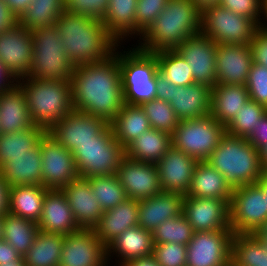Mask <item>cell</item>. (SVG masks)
<instances>
[{
    "mask_svg": "<svg viewBox=\"0 0 267 266\" xmlns=\"http://www.w3.org/2000/svg\"><path fill=\"white\" fill-rule=\"evenodd\" d=\"M122 266H159L153 255L132 259Z\"/></svg>",
    "mask_w": 267,
    "mask_h": 266,
    "instance_id": "91938a15",
    "label": "cell"
},
{
    "mask_svg": "<svg viewBox=\"0 0 267 266\" xmlns=\"http://www.w3.org/2000/svg\"><path fill=\"white\" fill-rule=\"evenodd\" d=\"M3 239V221H2V215H0V240Z\"/></svg>",
    "mask_w": 267,
    "mask_h": 266,
    "instance_id": "89a4df30",
    "label": "cell"
},
{
    "mask_svg": "<svg viewBox=\"0 0 267 266\" xmlns=\"http://www.w3.org/2000/svg\"><path fill=\"white\" fill-rule=\"evenodd\" d=\"M66 55L78 65L104 61L112 56L119 43L109 34L102 20L63 12L56 21Z\"/></svg>",
    "mask_w": 267,
    "mask_h": 266,
    "instance_id": "7a4b0ae2",
    "label": "cell"
},
{
    "mask_svg": "<svg viewBox=\"0 0 267 266\" xmlns=\"http://www.w3.org/2000/svg\"><path fill=\"white\" fill-rule=\"evenodd\" d=\"M266 112L267 108L265 106L249 100L225 127L226 133L231 136L247 138Z\"/></svg>",
    "mask_w": 267,
    "mask_h": 266,
    "instance_id": "f6af8a7d",
    "label": "cell"
},
{
    "mask_svg": "<svg viewBox=\"0 0 267 266\" xmlns=\"http://www.w3.org/2000/svg\"><path fill=\"white\" fill-rule=\"evenodd\" d=\"M267 220V197L258 183L232 191L229 224L234 234L254 233Z\"/></svg>",
    "mask_w": 267,
    "mask_h": 266,
    "instance_id": "8fae6325",
    "label": "cell"
},
{
    "mask_svg": "<svg viewBox=\"0 0 267 266\" xmlns=\"http://www.w3.org/2000/svg\"><path fill=\"white\" fill-rule=\"evenodd\" d=\"M153 246L151 231L140 226L128 228L106 247L107 262L111 266L110 260L116 257L115 264L122 266L132 259L152 255ZM115 264L113 266H117Z\"/></svg>",
    "mask_w": 267,
    "mask_h": 266,
    "instance_id": "cb8c5ba5",
    "label": "cell"
},
{
    "mask_svg": "<svg viewBox=\"0 0 267 266\" xmlns=\"http://www.w3.org/2000/svg\"><path fill=\"white\" fill-rule=\"evenodd\" d=\"M24 91L34 125L48 131L71 110V81L23 77L15 81Z\"/></svg>",
    "mask_w": 267,
    "mask_h": 266,
    "instance_id": "5b68a950",
    "label": "cell"
},
{
    "mask_svg": "<svg viewBox=\"0 0 267 266\" xmlns=\"http://www.w3.org/2000/svg\"><path fill=\"white\" fill-rule=\"evenodd\" d=\"M182 214L195 232L231 229L229 203L223 199L184 196Z\"/></svg>",
    "mask_w": 267,
    "mask_h": 266,
    "instance_id": "ac0fdd59",
    "label": "cell"
},
{
    "mask_svg": "<svg viewBox=\"0 0 267 266\" xmlns=\"http://www.w3.org/2000/svg\"><path fill=\"white\" fill-rule=\"evenodd\" d=\"M184 196L179 193L160 192L138 201V226L153 231L164 221L182 214Z\"/></svg>",
    "mask_w": 267,
    "mask_h": 266,
    "instance_id": "d4e9b609",
    "label": "cell"
},
{
    "mask_svg": "<svg viewBox=\"0 0 267 266\" xmlns=\"http://www.w3.org/2000/svg\"><path fill=\"white\" fill-rule=\"evenodd\" d=\"M91 185L103 211L116 207L128 198L116 174L109 176H91L86 178Z\"/></svg>",
    "mask_w": 267,
    "mask_h": 266,
    "instance_id": "b9f144b4",
    "label": "cell"
},
{
    "mask_svg": "<svg viewBox=\"0 0 267 266\" xmlns=\"http://www.w3.org/2000/svg\"><path fill=\"white\" fill-rule=\"evenodd\" d=\"M136 6L137 0H109L102 23L109 34L121 45L125 40L129 41L133 37L140 38L143 34L135 24Z\"/></svg>",
    "mask_w": 267,
    "mask_h": 266,
    "instance_id": "f546056e",
    "label": "cell"
},
{
    "mask_svg": "<svg viewBox=\"0 0 267 266\" xmlns=\"http://www.w3.org/2000/svg\"><path fill=\"white\" fill-rule=\"evenodd\" d=\"M108 124L103 118L73 109L54 124L47 133L73 152L80 144L94 140V137Z\"/></svg>",
    "mask_w": 267,
    "mask_h": 266,
    "instance_id": "9a60e30c",
    "label": "cell"
},
{
    "mask_svg": "<svg viewBox=\"0 0 267 266\" xmlns=\"http://www.w3.org/2000/svg\"><path fill=\"white\" fill-rule=\"evenodd\" d=\"M39 230L47 233L68 235L81 230L61 189H48L44 196Z\"/></svg>",
    "mask_w": 267,
    "mask_h": 266,
    "instance_id": "7402d4cb",
    "label": "cell"
},
{
    "mask_svg": "<svg viewBox=\"0 0 267 266\" xmlns=\"http://www.w3.org/2000/svg\"><path fill=\"white\" fill-rule=\"evenodd\" d=\"M116 176L130 199L139 201L162 192L157 167L153 163L125 156Z\"/></svg>",
    "mask_w": 267,
    "mask_h": 266,
    "instance_id": "d6986e66",
    "label": "cell"
},
{
    "mask_svg": "<svg viewBox=\"0 0 267 266\" xmlns=\"http://www.w3.org/2000/svg\"><path fill=\"white\" fill-rule=\"evenodd\" d=\"M232 229L196 231L187 245L186 266L231 264Z\"/></svg>",
    "mask_w": 267,
    "mask_h": 266,
    "instance_id": "7c38bea8",
    "label": "cell"
},
{
    "mask_svg": "<svg viewBox=\"0 0 267 266\" xmlns=\"http://www.w3.org/2000/svg\"><path fill=\"white\" fill-rule=\"evenodd\" d=\"M2 221L3 239L23 257L33 245L39 232L37 222L15 216L9 212L2 215Z\"/></svg>",
    "mask_w": 267,
    "mask_h": 266,
    "instance_id": "74e56055",
    "label": "cell"
},
{
    "mask_svg": "<svg viewBox=\"0 0 267 266\" xmlns=\"http://www.w3.org/2000/svg\"><path fill=\"white\" fill-rule=\"evenodd\" d=\"M109 0H64V10L69 14L102 20L107 13Z\"/></svg>",
    "mask_w": 267,
    "mask_h": 266,
    "instance_id": "c3c4849f",
    "label": "cell"
},
{
    "mask_svg": "<svg viewBox=\"0 0 267 266\" xmlns=\"http://www.w3.org/2000/svg\"><path fill=\"white\" fill-rule=\"evenodd\" d=\"M257 183L261 186L265 196L267 197V170L262 171V174L258 179Z\"/></svg>",
    "mask_w": 267,
    "mask_h": 266,
    "instance_id": "e7e4bbea",
    "label": "cell"
},
{
    "mask_svg": "<svg viewBox=\"0 0 267 266\" xmlns=\"http://www.w3.org/2000/svg\"><path fill=\"white\" fill-rule=\"evenodd\" d=\"M232 191L222 174L206 161H199L186 196L218 198L230 203Z\"/></svg>",
    "mask_w": 267,
    "mask_h": 266,
    "instance_id": "1f68e13d",
    "label": "cell"
},
{
    "mask_svg": "<svg viewBox=\"0 0 267 266\" xmlns=\"http://www.w3.org/2000/svg\"><path fill=\"white\" fill-rule=\"evenodd\" d=\"M64 11V0H32L20 15L19 24L29 31L49 27Z\"/></svg>",
    "mask_w": 267,
    "mask_h": 266,
    "instance_id": "f35d334b",
    "label": "cell"
},
{
    "mask_svg": "<svg viewBox=\"0 0 267 266\" xmlns=\"http://www.w3.org/2000/svg\"><path fill=\"white\" fill-rule=\"evenodd\" d=\"M231 264L233 266H267L265 249L253 233L233 234Z\"/></svg>",
    "mask_w": 267,
    "mask_h": 266,
    "instance_id": "ab89813d",
    "label": "cell"
},
{
    "mask_svg": "<svg viewBox=\"0 0 267 266\" xmlns=\"http://www.w3.org/2000/svg\"><path fill=\"white\" fill-rule=\"evenodd\" d=\"M8 186L0 173V215L8 212Z\"/></svg>",
    "mask_w": 267,
    "mask_h": 266,
    "instance_id": "6f0895ef",
    "label": "cell"
},
{
    "mask_svg": "<svg viewBox=\"0 0 267 266\" xmlns=\"http://www.w3.org/2000/svg\"><path fill=\"white\" fill-rule=\"evenodd\" d=\"M33 60L29 78L71 81L74 65L66 55L61 36L55 25L31 31Z\"/></svg>",
    "mask_w": 267,
    "mask_h": 266,
    "instance_id": "52a82bcc",
    "label": "cell"
},
{
    "mask_svg": "<svg viewBox=\"0 0 267 266\" xmlns=\"http://www.w3.org/2000/svg\"><path fill=\"white\" fill-rule=\"evenodd\" d=\"M72 154L79 177L109 176L116 174L125 149L114 138L109 123L94 140L80 144Z\"/></svg>",
    "mask_w": 267,
    "mask_h": 266,
    "instance_id": "ba28073f",
    "label": "cell"
},
{
    "mask_svg": "<svg viewBox=\"0 0 267 266\" xmlns=\"http://www.w3.org/2000/svg\"><path fill=\"white\" fill-rule=\"evenodd\" d=\"M0 173L8 187L17 185L43 186L40 141L26 155L12 157V160L0 169Z\"/></svg>",
    "mask_w": 267,
    "mask_h": 266,
    "instance_id": "f1b7e54d",
    "label": "cell"
},
{
    "mask_svg": "<svg viewBox=\"0 0 267 266\" xmlns=\"http://www.w3.org/2000/svg\"><path fill=\"white\" fill-rule=\"evenodd\" d=\"M171 146L172 140L169 133L150 128L125 148V156L156 164Z\"/></svg>",
    "mask_w": 267,
    "mask_h": 266,
    "instance_id": "836d02e7",
    "label": "cell"
},
{
    "mask_svg": "<svg viewBox=\"0 0 267 266\" xmlns=\"http://www.w3.org/2000/svg\"><path fill=\"white\" fill-rule=\"evenodd\" d=\"M263 170H267V144L259 150Z\"/></svg>",
    "mask_w": 267,
    "mask_h": 266,
    "instance_id": "03108f58",
    "label": "cell"
},
{
    "mask_svg": "<svg viewBox=\"0 0 267 266\" xmlns=\"http://www.w3.org/2000/svg\"><path fill=\"white\" fill-rule=\"evenodd\" d=\"M198 162L183 151L171 146L155 164L162 191L186 196Z\"/></svg>",
    "mask_w": 267,
    "mask_h": 266,
    "instance_id": "ffe728a7",
    "label": "cell"
},
{
    "mask_svg": "<svg viewBox=\"0 0 267 266\" xmlns=\"http://www.w3.org/2000/svg\"><path fill=\"white\" fill-rule=\"evenodd\" d=\"M253 63L267 68V29L260 27L250 42Z\"/></svg>",
    "mask_w": 267,
    "mask_h": 266,
    "instance_id": "816d5d0a",
    "label": "cell"
},
{
    "mask_svg": "<svg viewBox=\"0 0 267 266\" xmlns=\"http://www.w3.org/2000/svg\"><path fill=\"white\" fill-rule=\"evenodd\" d=\"M157 57L158 71L176 86L194 84L192 71L188 63L175 49H166L154 52Z\"/></svg>",
    "mask_w": 267,
    "mask_h": 266,
    "instance_id": "60d3db41",
    "label": "cell"
},
{
    "mask_svg": "<svg viewBox=\"0 0 267 266\" xmlns=\"http://www.w3.org/2000/svg\"><path fill=\"white\" fill-rule=\"evenodd\" d=\"M133 45L128 51L118 50V62L124 103L140 105L156 99L158 62L154 52Z\"/></svg>",
    "mask_w": 267,
    "mask_h": 266,
    "instance_id": "8992f818",
    "label": "cell"
},
{
    "mask_svg": "<svg viewBox=\"0 0 267 266\" xmlns=\"http://www.w3.org/2000/svg\"><path fill=\"white\" fill-rule=\"evenodd\" d=\"M34 126L23 89L14 82L0 91V134L14 133Z\"/></svg>",
    "mask_w": 267,
    "mask_h": 266,
    "instance_id": "484cf974",
    "label": "cell"
},
{
    "mask_svg": "<svg viewBox=\"0 0 267 266\" xmlns=\"http://www.w3.org/2000/svg\"><path fill=\"white\" fill-rule=\"evenodd\" d=\"M114 138L125 149L138 136L149 130L150 124L140 105L123 104L122 109L110 122Z\"/></svg>",
    "mask_w": 267,
    "mask_h": 266,
    "instance_id": "e575fe53",
    "label": "cell"
},
{
    "mask_svg": "<svg viewBox=\"0 0 267 266\" xmlns=\"http://www.w3.org/2000/svg\"><path fill=\"white\" fill-rule=\"evenodd\" d=\"M134 226H138V201L127 198L116 207L103 211L93 230L107 247L117 236Z\"/></svg>",
    "mask_w": 267,
    "mask_h": 266,
    "instance_id": "83f0119b",
    "label": "cell"
},
{
    "mask_svg": "<svg viewBox=\"0 0 267 266\" xmlns=\"http://www.w3.org/2000/svg\"><path fill=\"white\" fill-rule=\"evenodd\" d=\"M59 266H109L107 248L93 229L65 236Z\"/></svg>",
    "mask_w": 267,
    "mask_h": 266,
    "instance_id": "2e32d148",
    "label": "cell"
},
{
    "mask_svg": "<svg viewBox=\"0 0 267 266\" xmlns=\"http://www.w3.org/2000/svg\"><path fill=\"white\" fill-rule=\"evenodd\" d=\"M149 120L151 128L164 131L172 135L179 124V119L169 102L152 99L140 104Z\"/></svg>",
    "mask_w": 267,
    "mask_h": 266,
    "instance_id": "ee69618b",
    "label": "cell"
},
{
    "mask_svg": "<svg viewBox=\"0 0 267 266\" xmlns=\"http://www.w3.org/2000/svg\"><path fill=\"white\" fill-rule=\"evenodd\" d=\"M169 0H137L136 27L144 33L157 16L165 9Z\"/></svg>",
    "mask_w": 267,
    "mask_h": 266,
    "instance_id": "681fc988",
    "label": "cell"
},
{
    "mask_svg": "<svg viewBox=\"0 0 267 266\" xmlns=\"http://www.w3.org/2000/svg\"><path fill=\"white\" fill-rule=\"evenodd\" d=\"M10 9L18 16L26 10L32 0H4Z\"/></svg>",
    "mask_w": 267,
    "mask_h": 266,
    "instance_id": "680465c9",
    "label": "cell"
},
{
    "mask_svg": "<svg viewBox=\"0 0 267 266\" xmlns=\"http://www.w3.org/2000/svg\"><path fill=\"white\" fill-rule=\"evenodd\" d=\"M43 187L62 189L79 177L72 152L47 132L40 139Z\"/></svg>",
    "mask_w": 267,
    "mask_h": 266,
    "instance_id": "4fadbf2b",
    "label": "cell"
},
{
    "mask_svg": "<svg viewBox=\"0 0 267 266\" xmlns=\"http://www.w3.org/2000/svg\"><path fill=\"white\" fill-rule=\"evenodd\" d=\"M70 205L74 219L81 229H93L100 221L103 210L92 193L86 178L78 177L61 189Z\"/></svg>",
    "mask_w": 267,
    "mask_h": 266,
    "instance_id": "603a6c76",
    "label": "cell"
},
{
    "mask_svg": "<svg viewBox=\"0 0 267 266\" xmlns=\"http://www.w3.org/2000/svg\"><path fill=\"white\" fill-rule=\"evenodd\" d=\"M262 0H220L219 6L252 19L259 27L262 23Z\"/></svg>",
    "mask_w": 267,
    "mask_h": 266,
    "instance_id": "f907efd6",
    "label": "cell"
},
{
    "mask_svg": "<svg viewBox=\"0 0 267 266\" xmlns=\"http://www.w3.org/2000/svg\"><path fill=\"white\" fill-rule=\"evenodd\" d=\"M245 86L249 99L267 108V68L253 63Z\"/></svg>",
    "mask_w": 267,
    "mask_h": 266,
    "instance_id": "7dc6e473",
    "label": "cell"
},
{
    "mask_svg": "<svg viewBox=\"0 0 267 266\" xmlns=\"http://www.w3.org/2000/svg\"><path fill=\"white\" fill-rule=\"evenodd\" d=\"M202 11L209 7L219 5L220 0H191Z\"/></svg>",
    "mask_w": 267,
    "mask_h": 266,
    "instance_id": "6125c7cd",
    "label": "cell"
},
{
    "mask_svg": "<svg viewBox=\"0 0 267 266\" xmlns=\"http://www.w3.org/2000/svg\"><path fill=\"white\" fill-rule=\"evenodd\" d=\"M108 59L74 67L71 79L74 110L110 123L122 109L123 91L118 49Z\"/></svg>",
    "mask_w": 267,
    "mask_h": 266,
    "instance_id": "6da1fadb",
    "label": "cell"
},
{
    "mask_svg": "<svg viewBox=\"0 0 267 266\" xmlns=\"http://www.w3.org/2000/svg\"><path fill=\"white\" fill-rule=\"evenodd\" d=\"M225 134V126L211 115L181 120L171 135L172 146L198 161H206Z\"/></svg>",
    "mask_w": 267,
    "mask_h": 266,
    "instance_id": "9c48e42d",
    "label": "cell"
},
{
    "mask_svg": "<svg viewBox=\"0 0 267 266\" xmlns=\"http://www.w3.org/2000/svg\"><path fill=\"white\" fill-rule=\"evenodd\" d=\"M249 100L245 85L215 84L211 90L210 115L226 127Z\"/></svg>",
    "mask_w": 267,
    "mask_h": 266,
    "instance_id": "4dcf8cb0",
    "label": "cell"
},
{
    "mask_svg": "<svg viewBox=\"0 0 267 266\" xmlns=\"http://www.w3.org/2000/svg\"><path fill=\"white\" fill-rule=\"evenodd\" d=\"M19 23L18 16L4 0H0V35Z\"/></svg>",
    "mask_w": 267,
    "mask_h": 266,
    "instance_id": "db71d44e",
    "label": "cell"
},
{
    "mask_svg": "<svg viewBox=\"0 0 267 266\" xmlns=\"http://www.w3.org/2000/svg\"><path fill=\"white\" fill-rule=\"evenodd\" d=\"M253 234L258 239H267V220Z\"/></svg>",
    "mask_w": 267,
    "mask_h": 266,
    "instance_id": "be15d7a7",
    "label": "cell"
},
{
    "mask_svg": "<svg viewBox=\"0 0 267 266\" xmlns=\"http://www.w3.org/2000/svg\"><path fill=\"white\" fill-rule=\"evenodd\" d=\"M200 19L201 11L191 0H169L136 46L149 52L175 49L200 33Z\"/></svg>",
    "mask_w": 267,
    "mask_h": 266,
    "instance_id": "3957f363",
    "label": "cell"
},
{
    "mask_svg": "<svg viewBox=\"0 0 267 266\" xmlns=\"http://www.w3.org/2000/svg\"><path fill=\"white\" fill-rule=\"evenodd\" d=\"M259 28L252 19L219 5L201 11L200 34L216 44L250 45Z\"/></svg>",
    "mask_w": 267,
    "mask_h": 266,
    "instance_id": "30bf717a",
    "label": "cell"
},
{
    "mask_svg": "<svg viewBox=\"0 0 267 266\" xmlns=\"http://www.w3.org/2000/svg\"><path fill=\"white\" fill-rule=\"evenodd\" d=\"M21 256L4 239L0 240V265L17 261Z\"/></svg>",
    "mask_w": 267,
    "mask_h": 266,
    "instance_id": "9f6ffc18",
    "label": "cell"
},
{
    "mask_svg": "<svg viewBox=\"0 0 267 266\" xmlns=\"http://www.w3.org/2000/svg\"><path fill=\"white\" fill-rule=\"evenodd\" d=\"M65 236L39 230L23 256L25 266H59Z\"/></svg>",
    "mask_w": 267,
    "mask_h": 266,
    "instance_id": "d590c367",
    "label": "cell"
},
{
    "mask_svg": "<svg viewBox=\"0 0 267 266\" xmlns=\"http://www.w3.org/2000/svg\"><path fill=\"white\" fill-rule=\"evenodd\" d=\"M15 81L5 71L4 67L0 63V91L9 88Z\"/></svg>",
    "mask_w": 267,
    "mask_h": 266,
    "instance_id": "94428289",
    "label": "cell"
},
{
    "mask_svg": "<svg viewBox=\"0 0 267 266\" xmlns=\"http://www.w3.org/2000/svg\"><path fill=\"white\" fill-rule=\"evenodd\" d=\"M152 255L159 266H186L187 245L173 242L154 244Z\"/></svg>",
    "mask_w": 267,
    "mask_h": 266,
    "instance_id": "bcb514c9",
    "label": "cell"
},
{
    "mask_svg": "<svg viewBox=\"0 0 267 266\" xmlns=\"http://www.w3.org/2000/svg\"><path fill=\"white\" fill-rule=\"evenodd\" d=\"M195 231L183 214L170 218L152 231L153 243H176L188 245Z\"/></svg>",
    "mask_w": 267,
    "mask_h": 266,
    "instance_id": "7bdbcfd3",
    "label": "cell"
},
{
    "mask_svg": "<svg viewBox=\"0 0 267 266\" xmlns=\"http://www.w3.org/2000/svg\"><path fill=\"white\" fill-rule=\"evenodd\" d=\"M32 60L31 31L18 23L0 35V63L14 81L29 74Z\"/></svg>",
    "mask_w": 267,
    "mask_h": 266,
    "instance_id": "5bb4252c",
    "label": "cell"
},
{
    "mask_svg": "<svg viewBox=\"0 0 267 266\" xmlns=\"http://www.w3.org/2000/svg\"><path fill=\"white\" fill-rule=\"evenodd\" d=\"M47 190L48 188L41 185L8 187V212L38 223Z\"/></svg>",
    "mask_w": 267,
    "mask_h": 266,
    "instance_id": "d6a6232c",
    "label": "cell"
},
{
    "mask_svg": "<svg viewBox=\"0 0 267 266\" xmlns=\"http://www.w3.org/2000/svg\"><path fill=\"white\" fill-rule=\"evenodd\" d=\"M175 50L188 63L195 83L211 88L216 84L217 44L212 39L199 33L187 38Z\"/></svg>",
    "mask_w": 267,
    "mask_h": 266,
    "instance_id": "e0dca14e",
    "label": "cell"
},
{
    "mask_svg": "<svg viewBox=\"0 0 267 266\" xmlns=\"http://www.w3.org/2000/svg\"><path fill=\"white\" fill-rule=\"evenodd\" d=\"M262 1H263V3H262V23H261V27L267 29V0H262Z\"/></svg>",
    "mask_w": 267,
    "mask_h": 266,
    "instance_id": "003e7915",
    "label": "cell"
},
{
    "mask_svg": "<svg viewBox=\"0 0 267 266\" xmlns=\"http://www.w3.org/2000/svg\"><path fill=\"white\" fill-rule=\"evenodd\" d=\"M211 90L202 83L179 86L173 88L169 104L180 121L205 117L210 115Z\"/></svg>",
    "mask_w": 267,
    "mask_h": 266,
    "instance_id": "4316f807",
    "label": "cell"
},
{
    "mask_svg": "<svg viewBox=\"0 0 267 266\" xmlns=\"http://www.w3.org/2000/svg\"><path fill=\"white\" fill-rule=\"evenodd\" d=\"M225 178L230 188L257 183L263 167L260 153L246 138L225 134L206 160Z\"/></svg>",
    "mask_w": 267,
    "mask_h": 266,
    "instance_id": "277c9868",
    "label": "cell"
},
{
    "mask_svg": "<svg viewBox=\"0 0 267 266\" xmlns=\"http://www.w3.org/2000/svg\"><path fill=\"white\" fill-rule=\"evenodd\" d=\"M157 95L156 98L165 102L172 100L173 88L178 86L170 83L159 71L156 73Z\"/></svg>",
    "mask_w": 267,
    "mask_h": 266,
    "instance_id": "11a10c76",
    "label": "cell"
},
{
    "mask_svg": "<svg viewBox=\"0 0 267 266\" xmlns=\"http://www.w3.org/2000/svg\"><path fill=\"white\" fill-rule=\"evenodd\" d=\"M260 242L262 243L264 249H265V252L267 254V239H259Z\"/></svg>",
    "mask_w": 267,
    "mask_h": 266,
    "instance_id": "2644e50d",
    "label": "cell"
},
{
    "mask_svg": "<svg viewBox=\"0 0 267 266\" xmlns=\"http://www.w3.org/2000/svg\"><path fill=\"white\" fill-rule=\"evenodd\" d=\"M252 64L250 45L217 44L216 84L246 85Z\"/></svg>",
    "mask_w": 267,
    "mask_h": 266,
    "instance_id": "44dd1931",
    "label": "cell"
},
{
    "mask_svg": "<svg viewBox=\"0 0 267 266\" xmlns=\"http://www.w3.org/2000/svg\"><path fill=\"white\" fill-rule=\"evenodd\" d=\"M0 266H25L23 257L21 256L17 261L10 262V263H5Z\"/></svg>",
    "mask_w": 267,
    "mask_h": 266,
    "instance_id": "a7ac6f4b",
    "label": "cell"
},
{
    "mask_svg": "<svg viewBox=\"0 0 267 266\" xmlns=\"http://www.w3.org/2000/svg\"><path fill=\"white\" fill-rule=\"evenodd\" d=\"M246 140L257 150H260L267 144V112L259 120V123H257Z\"/></svg>",
    "mask_w": 267,
    "mask_h": 266,
    "instance_id": "f5cc1de1",
    "label": "cell"
},
{
    "mask_svg": "<svg viewBox=\"0 0 267 266\" xmlns=\"http://www.w3.org/2000/svg\"><path fill=\"white\" fill-rule=\"evenodd\" d=\"M46 132L44 128L34 125L30 129L0 134V169L12 160V157L26 155Z\"/></svg>",
    "mask_w": 267,
    "mask_h": 266,
    "instance_id": "8d00e7d4",
    "label": "cell"
}]
</instances>
